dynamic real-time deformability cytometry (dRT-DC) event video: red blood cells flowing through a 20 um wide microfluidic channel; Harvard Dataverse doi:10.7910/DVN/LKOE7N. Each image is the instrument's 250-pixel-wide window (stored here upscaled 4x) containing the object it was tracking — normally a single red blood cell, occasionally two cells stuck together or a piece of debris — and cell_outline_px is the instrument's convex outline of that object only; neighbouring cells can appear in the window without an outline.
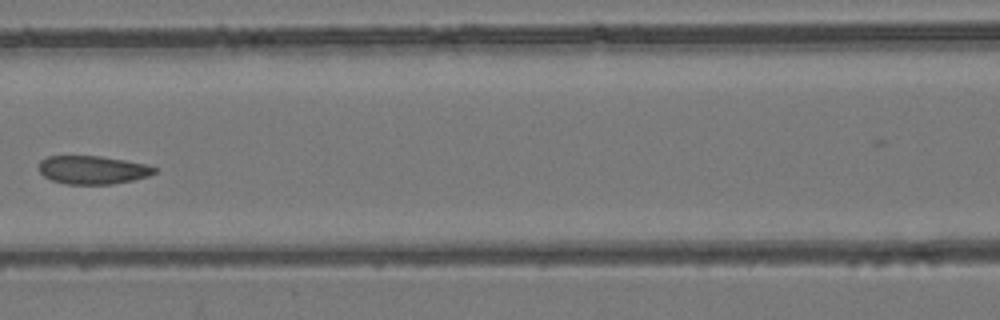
{"species": "common noctule bat (a hibernating species)", "species_latin": "Nyctalus noctula", "temperature_condition": "room temperature", "stored_images_in_passage": 8, "camera_frame_rate_fps": 3000, "um_per_image_px": 0.085, "animal": {"sex": "female", "body_mass_g": 24.6, "forearm_length_mm": 56.2}, "frame": {"image": 1, "passage_image": 7, "time_ms": 2.0, "image_size_px": [1000, 320], "cell_outline_px": [[156, 172], [148, 176], [132, 180], [112, 184], [68, 184], [52, 180], [44, 176], [36, 168], [40, 160], [48, 156], [100, 156], [124, 160], [144, 164], [156, 168]], "centroid_in_image_um": [7.82, 14.44], "position_along_channel_um": 158.8, "area_um2": 19.02}}
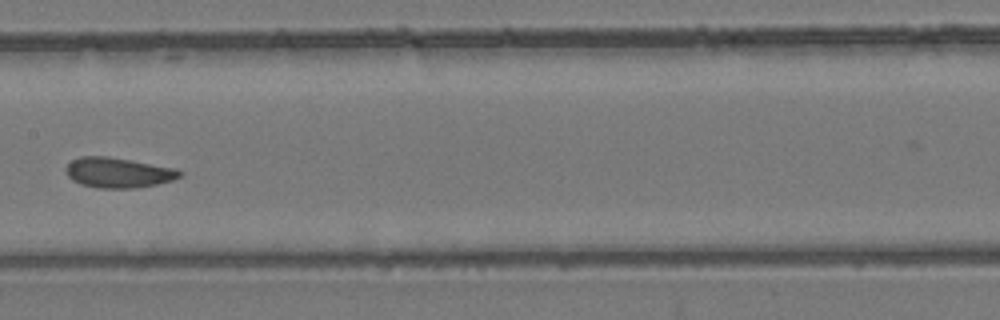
{"frame": {"image": 2, "passage_image": 8, "time_ms": 2.333, "image_size_px": [1000, 320], "cell_outline_px": [[184, 172], [180, 176], [172, 180], [156, 184], [136, 188], [96, 188], [80, 184], [72, 180], [68, 176], [64, 168], [72, 160], [80, 156], [108, 156], [172, 168]], "centroid_in_image_um": [9.99, 14.68], "position_along_channel_um": 197.4, "area_um2": 19.88}}